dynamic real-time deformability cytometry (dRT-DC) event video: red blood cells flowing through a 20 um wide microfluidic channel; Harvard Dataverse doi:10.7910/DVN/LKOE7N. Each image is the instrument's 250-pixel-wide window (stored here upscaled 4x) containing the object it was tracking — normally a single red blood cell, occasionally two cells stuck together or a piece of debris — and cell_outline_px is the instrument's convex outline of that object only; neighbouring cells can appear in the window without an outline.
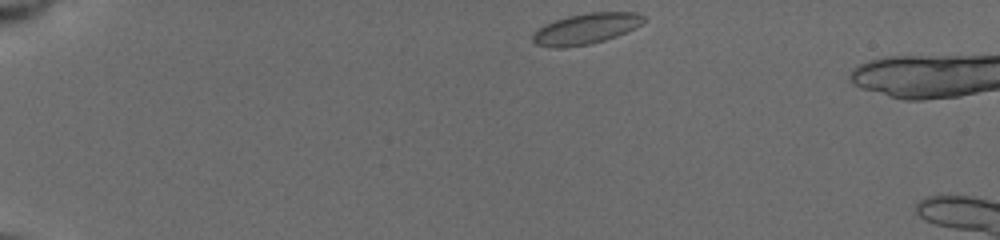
{"species": "common noctule bat (a hibernating species)", "species_latin": "Nyctalus noctula", "temperature_condition": "cold", "stored_images_in_passage": 11, "camera_frame_rate_fps": 3000, "um_per_image_px": 0.085, "animal": {"sex": "female", "body_mass_g": 19.5, "forearm_length_mm": 54.1}, "frame": {"image": 1, "passage_image": 1, "time_ms": 0.0, "image_size_px": [1000, 240], "cell_outline_px": [[648, 20], [636, 28], [616, 36], [592, 44], [564, 48], [556, 48], [536, 44], [532, 40], [532, 32], [544, 24], [568, 16], [588, 12], [636, 12], [648, 16]], "centroid_in_image_um": [49.85, 2.43], "position_along_channel_um": 35.2, "area_um2": 20.29}}